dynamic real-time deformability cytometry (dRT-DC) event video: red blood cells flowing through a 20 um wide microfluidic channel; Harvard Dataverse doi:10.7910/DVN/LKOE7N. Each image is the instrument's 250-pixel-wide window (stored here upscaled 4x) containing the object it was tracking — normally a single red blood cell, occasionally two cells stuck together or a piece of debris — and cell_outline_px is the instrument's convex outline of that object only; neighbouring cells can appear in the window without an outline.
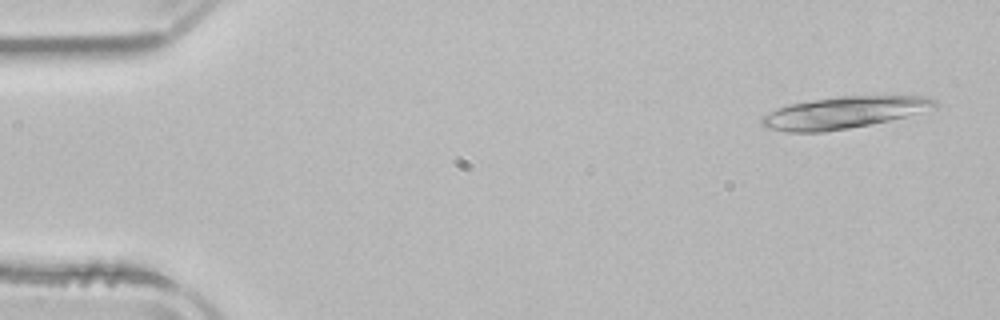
{"species": "common noctule bat (a hibernating species)", "species_latin": "Nyctalus noctula", "temperature_condition": "room temperature", "stored_images_in_passage": 4, "camera_frame_rate_fps": 3000, "um_per_image_px": 0.085, "animal": {"sex": "male", "body_mass_g": 21.5, "forearm_length_mm": 52.0}, "frame": {"image": 1, "passage_image": 1, "time_ms": 0.0, "image_size_px": [1000, 320], "cell_outline_px": [[940, 104], [936, 108], [872, 124], [824, 132], [788, 132], [768, 128], [760, 124], [760, 120], [764, 116], [788, 104], [840, 96], [924, 96], [936, 100]], "centroid_in_image_um": [71.76, 9.57], "position_along_channel_um": 13.2, "area_um2": 31.73}}